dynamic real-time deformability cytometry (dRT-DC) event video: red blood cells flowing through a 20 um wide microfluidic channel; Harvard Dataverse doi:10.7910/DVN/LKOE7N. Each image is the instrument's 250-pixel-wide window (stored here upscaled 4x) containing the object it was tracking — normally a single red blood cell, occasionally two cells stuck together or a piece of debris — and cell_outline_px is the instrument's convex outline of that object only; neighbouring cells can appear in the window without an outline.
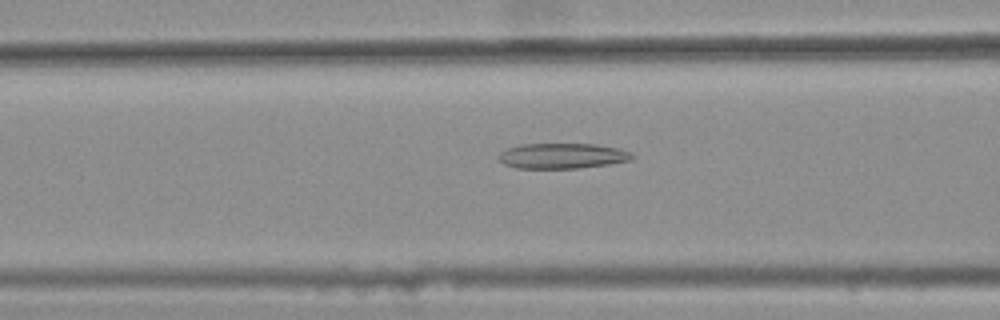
{"species": "common noctule bat (a hibernating species)", "species_latin": "Nyctalus noctula", "temperature_condition": "warm", "stored_images_in_passage": 36, "camera_frame_rate_fps": 3000, "um_per_image_px": 0.085, "animal": {"sex": "female", "body_mass_g": 25.1}, "frame": {"image": 1, "passage_image": 9, "time_ms": 2.667, "image_size_px": [1000, 320], "cell_outline_px": [[636, 156], [632, 160], [608, 164], [576, 168], [516, 168], [504, 164], [496, 156], [500, 152], [508, 148], [520, 144], [596, 144], [616, 148], [632, 152]], "centroid_in_image_um": [47.8, 13.25], "position_along_channel_um": 118.8, "area_um2": 19.77}}
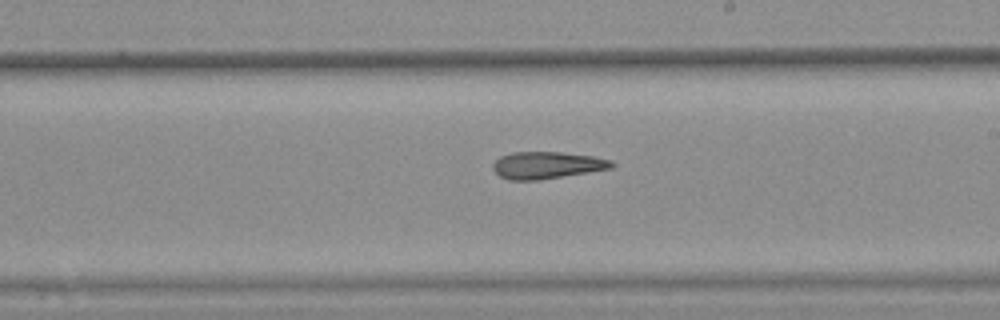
{"frame": {"image": 2, "passage_image": 19, "time_ms": 6.0, "image_size_px": [1000, 320], "cell_outline_px": [[616, 164], [612, 168], [540, 180], [508, 180], [500, 176], [492, 168], [492, 164], [500, 156], [512, 152], [560, 152], [592, 156], [612, 160]], "centroid_in_image_um": [46.48, 14.04], "position_along_channel_um": 242.5, "area_um2": 18.73}}
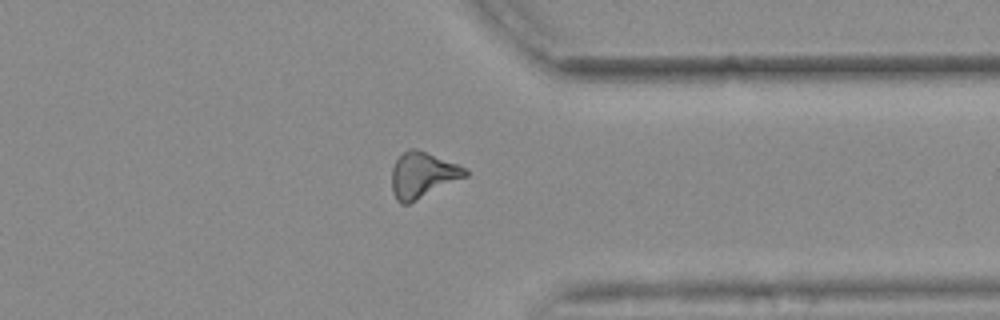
{"frame": {"image": 3, "passage_image": 30, "time_ms": 9.667, "image_size_px": [1000, 320], "cell_outline_px": [[468, 176], [408, 204], [400, 204], [396, 200], [392, 192], [392, 168], [396, 160], [408, 148], [416, 148], [468, 168]], "centroid_in_image_um": [35.93, 14.88], "position_along_channel_um": 375.5, "area_um2": 19.65}}